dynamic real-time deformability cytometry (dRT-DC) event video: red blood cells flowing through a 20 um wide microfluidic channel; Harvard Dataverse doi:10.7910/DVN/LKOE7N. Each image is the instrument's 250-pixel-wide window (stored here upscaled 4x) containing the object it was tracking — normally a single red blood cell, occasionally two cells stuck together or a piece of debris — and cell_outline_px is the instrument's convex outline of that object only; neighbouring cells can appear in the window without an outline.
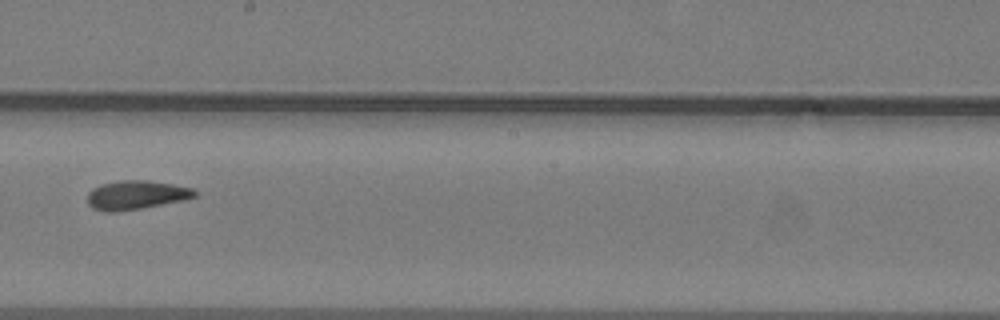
{"species": "common noctule bat (a hibernating species)", "species_latin": "Nyctalus noctula", "temperature_condition": "warm", "stored_images_in_passage": 27, "camera_frame_rate_fps": 3000, "um_per_image_px": 0.085, "animal": {"sex": "male", "body_mass_g": 19.2, "forearm_length_mm": 51.8}, "frame": {"image": 1, "passage_image": 12, "time_ms": 3.667, "image_size_px": [1000, 320], "cell_outline_px": [[196, 196], [184, 200], [140, 208], [112, 212], [108, 212], [92, 208], [88, 204], [88, 192], [92, 188], [100, 184], [124, 180], [148, 180], [172, 184], [192, 188], [196, 192]], "centroid_in_image_um": [11.55, 16.57], "position_along_channel_um": 236.7, "area_um2": 17.92}}
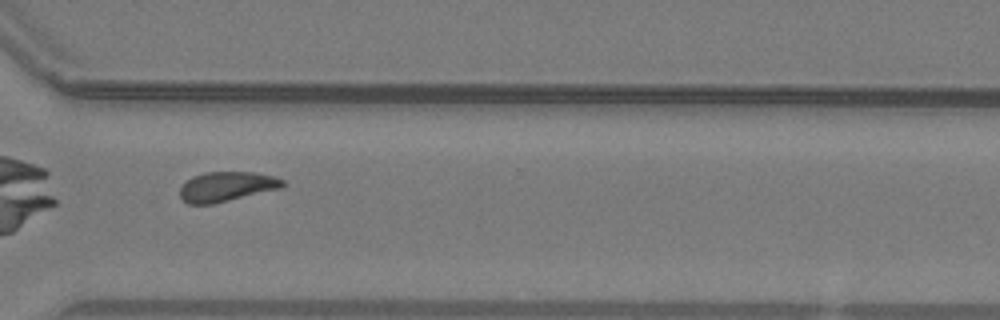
{"frame": {"image": 2, "passage_image": 20, "time_ms": 6.333, "image_size_px": [1000, 320], "cell_outline_px": [[284, 184], [280, 188], [212, 204], [188, 204], [180, 196], [180, 188], [192, 176], [204, 172], [252, 172], [276, 176], [284, 180]], "centroid_in_image_um": [19.26, 15.85], "position_along_channel_um": 351.3, "area_um2": 17.63}}